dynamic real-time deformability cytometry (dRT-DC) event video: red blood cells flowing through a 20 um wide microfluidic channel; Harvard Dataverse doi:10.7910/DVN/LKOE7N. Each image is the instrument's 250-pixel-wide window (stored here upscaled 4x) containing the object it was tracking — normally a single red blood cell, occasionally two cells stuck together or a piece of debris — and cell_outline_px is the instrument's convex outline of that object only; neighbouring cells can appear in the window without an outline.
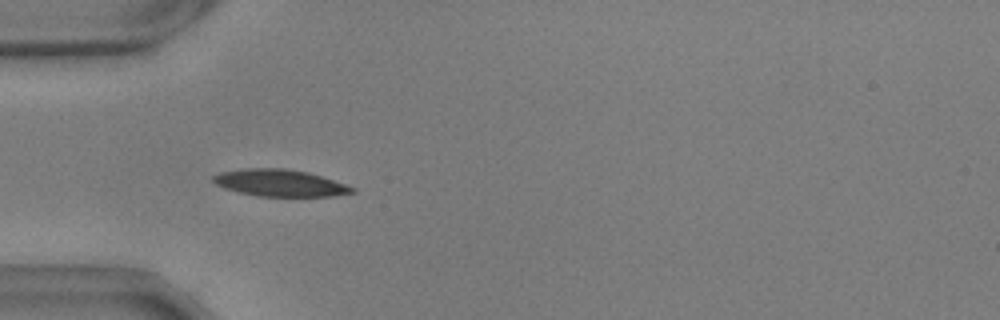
{"species": "common noctule bat (a hibernating species)", "species_latin": "Nyctalus noctula", "temperature_condition": "warm", "stored_images_in_passage": 41, "camera_frame_rate_fps": 3000, "um_per_image_px": 0.085, "animal": {"sex": "male", "body_mass_g": 17.9, "forearm_length_mm": 54.2}, "frame": {"image": 1, "passage_image": 3, "time_ms": 0.667, "image_size_px": [1000, 320], "cell_outline_px": [[356, 192], [332, 196], [256, 196], [224, 188], [216, 184], [212, 180], [212, 176], [220, 172], [240, 168], [284, 168], [308, 172], [356, 188]], "centroid_in_image_um": [23.76, 15.54], "position_along_channel_um": 61.2, "area_um2": 21.73}}
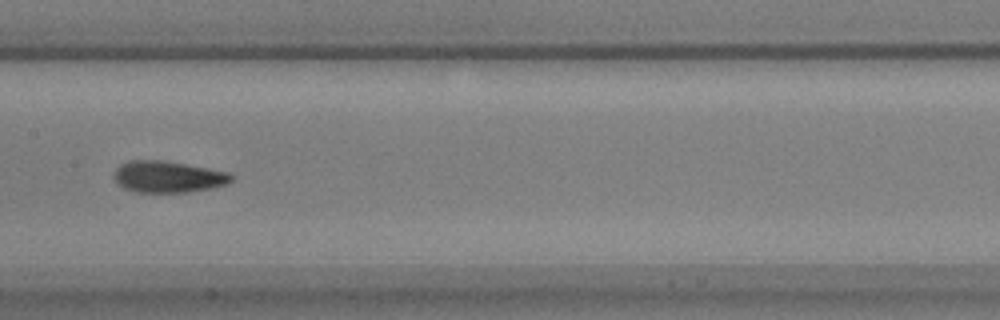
{"frame": {"image": 2, "passage_image": 14, "time_ms": 4.333, "image_size_px": [1000, 320], "cell_outline_px": [[236, 176], [228, 184], [212, 188], [188, 192], [136, 192], [124, 188], [112, 176], [112, 172], [120, 164], [128, 160], [164, 160], [208, 168], [228, 172]], "centroid_in_image_um": [14.29, 15.02], "position_along_channel_um": 193.1, "area_um2": 21.79}}
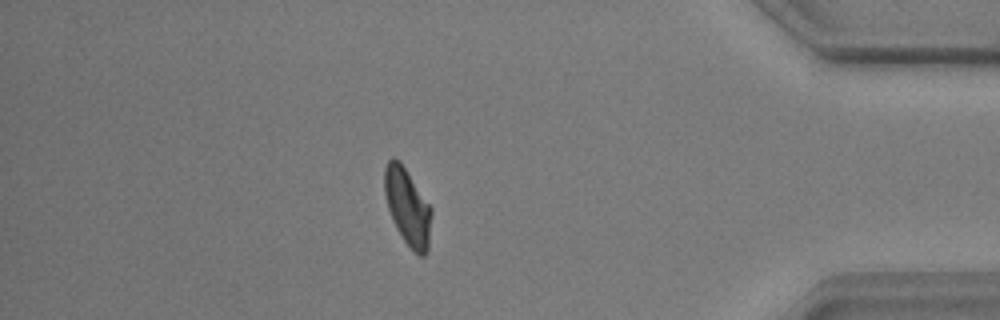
{"frame": {"image": 3, "passage_image": 34, "time_ms": 11.0, "image_size_px": [1000, 320], "cell_outline_px": [[432, 212], [428, 252], [424, 256], [420, 256], [404, 240], [396, 228], [392, 220], [388, 208], [384, 192], [384, 168], [388, 160], [392, 156], [400, 160], [432, 208]], "centroid_in_image_um": [34.64, 17.55], "position_along_channel_um": 400.6, "area_um2": 21.1}, "authors_computed_cell_mechanics": {"area_um2": 21.2704, "velocity_mm_per_s": 3.654, "shape_relaxation_time_tau1_ms": 3.0401, "shape_relaxation_time_tau2_ms": 1.8936, "deformation_change_tau1": 0.1647, "deformation_change_tau2": 0.0763}}